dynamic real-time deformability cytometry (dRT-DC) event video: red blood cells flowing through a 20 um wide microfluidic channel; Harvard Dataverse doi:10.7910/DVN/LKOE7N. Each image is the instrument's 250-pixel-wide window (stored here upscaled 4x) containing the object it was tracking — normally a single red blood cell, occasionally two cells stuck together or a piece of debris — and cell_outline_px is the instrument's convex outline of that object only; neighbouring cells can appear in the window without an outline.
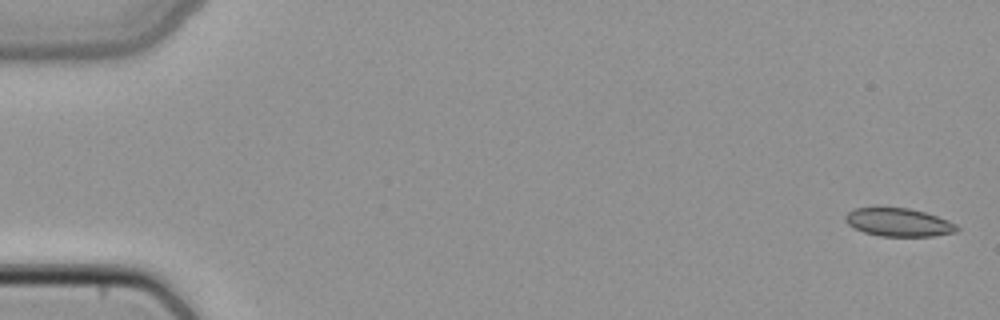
{"species": "common noctule bat (a hibernating species)", "species_latin": "Nyctalus noctula", "temperature_condition": "cold", "stored_images_in_passage": 6, "camera_frame_rate_fps": 3000, "um_per_image_px": 0.085, "animal": {"sex": "female", "body_mass_g": 22.7, "forearm_length_mm": 54.2}, "frame": {"image": 1, "passage_image": 1, "time_ms": 0.0, "image_size_px": [1000, 320], "cell_outline_px": [[960, 228], [956, 232], [932, 236], [880, 236], [864, 232], [848, 224], [844, 220], [844, 216], [848, 212], [856, 208], [908, 208], [924, 212], [948, 220], [956, 224]], "centroid_in_image_um": [76.39, 18.9], "position_along_channel_um": 8.6, "area_um2": 18.15}}
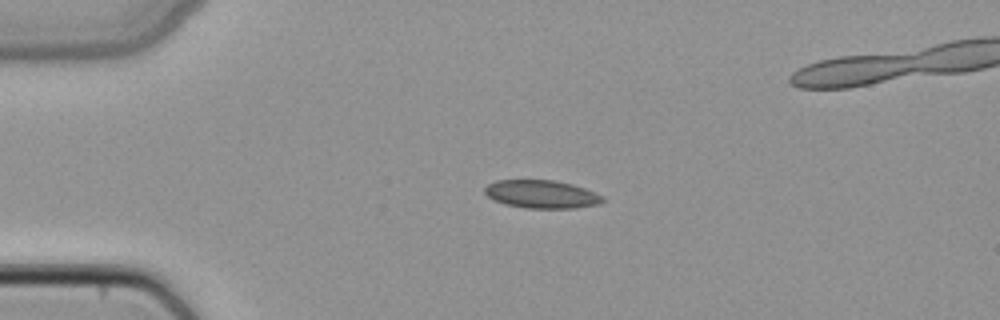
{"frame": {"image": 2, "passage_image": 4, "time_ms": 1.0, "image_size_px": [1000, 320], "cell_outline_px": [[604, 200], [600, 204], [576, 208], [524, 208], [504, 204], [492, 200], [484, 192], [484, 188], [488, 184], [496, 180], [552, 180], [572, 184], [584, 188], [604, 196]], "centroid_in_image_um": [46.02, 16.51], "position_along_channel_um": 39.0, "area_um2": 19.42}}